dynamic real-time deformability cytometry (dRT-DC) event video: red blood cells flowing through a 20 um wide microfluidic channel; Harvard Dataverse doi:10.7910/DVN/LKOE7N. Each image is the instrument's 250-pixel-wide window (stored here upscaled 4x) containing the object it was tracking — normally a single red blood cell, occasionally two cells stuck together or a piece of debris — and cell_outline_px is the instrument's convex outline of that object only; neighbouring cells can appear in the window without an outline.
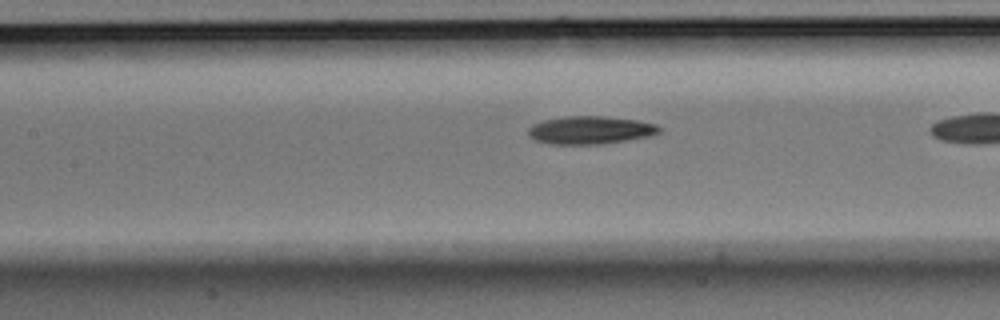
{"species": "Egyptian fruit bat (a non-hibernating species)", "species_latin": "Rousettus aegyptiacus", "temperature_condition": "room temperature", "stored_images_in_passage": 23, "camera_frame_rate_fps": 3000, "um_per_image_px": 0.085, "animal": {"sex": "male"}, "frame": {"image": 1, "passage_image": 22, "time_ms": 7.0, "image_size_px": [1000, 320], "cell_outline_px": [[660, 132], [648, 136], [624, 140], [596, 144], [548, 144], [536, 140], [528, 136], [528, 128], [532, 124], [544, 120], [564, 116], [604, 116], [636, 120], [656, 124], [660, 128]], "centroid_in_image_um": [50.12, 11.05], "position_along_channel_um": 157.3, "area_um2": 21.15}}